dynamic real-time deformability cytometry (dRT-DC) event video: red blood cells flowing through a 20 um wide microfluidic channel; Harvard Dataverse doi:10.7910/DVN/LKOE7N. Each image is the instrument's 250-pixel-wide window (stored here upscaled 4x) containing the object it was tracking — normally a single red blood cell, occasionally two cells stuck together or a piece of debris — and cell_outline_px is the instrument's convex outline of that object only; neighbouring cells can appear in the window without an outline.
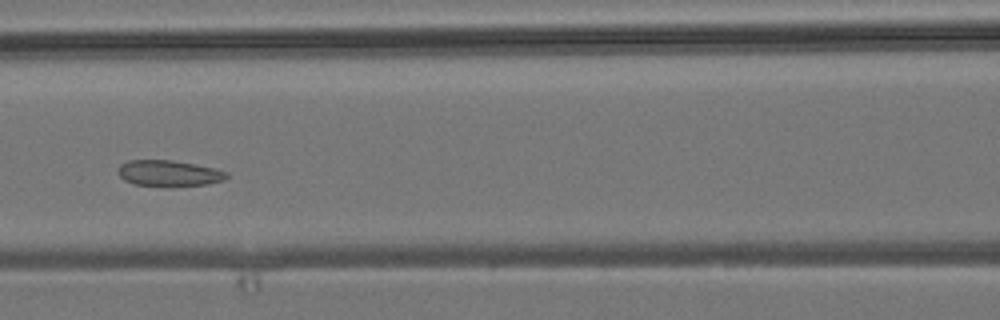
{"species": "common noctule bat (a hibernating species)", "species_latin": "Nyctalus noctula", "temperature_condition": "room temperature", "stored_images_in_passage": 7, "camera_frame_rate_fps": 3000, "um_per_image_px": 0.085, "animal": {"sex": "male", "body_mass_g": 19.2, "forearm_length_mm": 51.8}, "frame": {"image": 1, "passage_image": 7, "time_ms": 7.0, "image_size_px": [1000, 320], "cell_outline_px": [[228, 176], [224, 180], [208, 184], [172, 188], [168, 188], [136, 184], [124, 180], [116, 172], [120, 164], [128, 160], [172, 160], [216, 168], [228, 172]], "centroid_in_image_um": [14.36, 14.75], "position_along_channel_um": 152.2, "area_um2": 16.99}}